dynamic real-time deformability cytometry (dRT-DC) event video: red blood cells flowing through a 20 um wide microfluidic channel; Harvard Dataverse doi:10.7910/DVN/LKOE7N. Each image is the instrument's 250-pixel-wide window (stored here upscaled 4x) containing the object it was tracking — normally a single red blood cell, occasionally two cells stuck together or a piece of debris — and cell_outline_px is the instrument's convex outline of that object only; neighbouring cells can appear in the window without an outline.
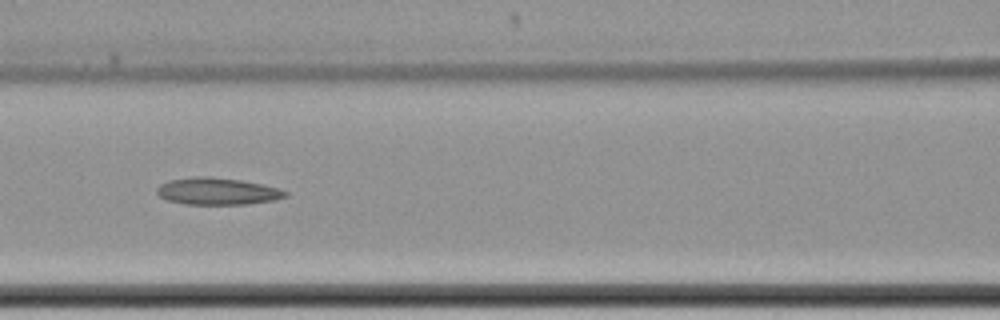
{"species": "common noctule bat (a hibernating species)", "species_latin": "Nyctalus noctula", "temperature_condition": "cold", "stored_images_in_passage": 12, "camera_frame_rate_fps": 3000, "um_per_image_px": 0.085, "animal": {"sex": "female", "body_mass_g": 22.7, "forearm_length_mm": 54.2}, "frame": {"image": 1, "passage_image": 9, "time_ms": 10.667, "image_size_px": [1000, 320], "cell_outline_px": [[288, 196], [276, 200], [248, 204], [184, 204], [168, 200], [160, 196], [156, 192], [156, 188], [160, 184], [168, 180], [192, 176], [208, 176], [240, 180], [280, 188], [288, 192]], "centroid_in_image_um": [18.48, 16.25], "position_along_channel_um": 148.1, "area_um2": 20.35}}
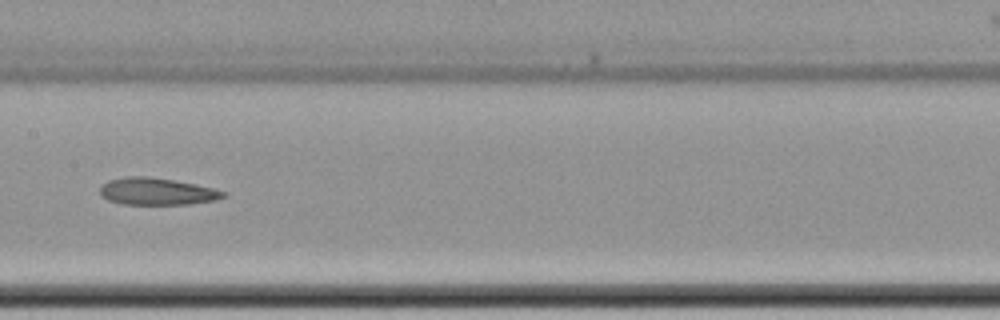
{"frame": {"image": 2, "passage_image": 10, "time_ms": 12.0, "image_size_px": [1000, 320], "cell_outline_px": [[228, 196], [216, 200], [188, 204], [124, 204], [108, 200], [100, 196], [100, 188], [108, 180], [128, 176], [148, 176], [176, 180], [212, 188], [228, 192]], "centroid_in_image_um": [13.36, 16.27], "position_along_channel_um": 194.0, "area_um2": 19.54}}
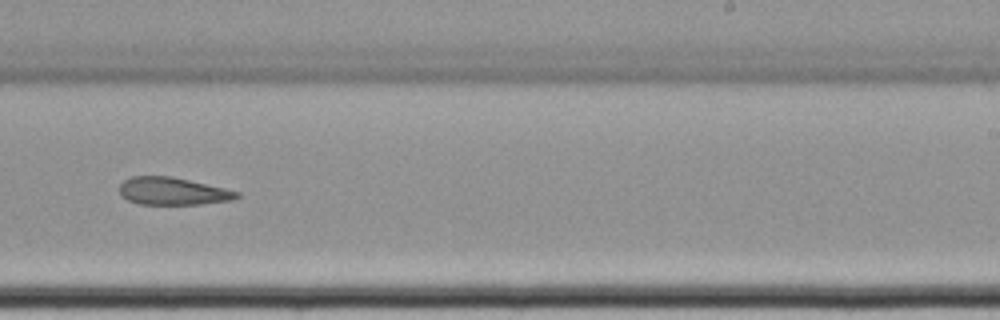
{"frame": {"image": 3, "passage_image": 12, "time_ms": 14.333, "image_size_px": [1000, 320], "cell_outline_px": [[240, 196], [232, 200], [200, 204], [140, 204], [128, 200], [120, 196], [120, 184], [124, 180], [132, 176], [172, 176], [224, 188], [240, 192]], "centroid_in_image_um": [14.67, 16.25], "position_along_channel_um": 274.3, "area_um2": 18.79}}